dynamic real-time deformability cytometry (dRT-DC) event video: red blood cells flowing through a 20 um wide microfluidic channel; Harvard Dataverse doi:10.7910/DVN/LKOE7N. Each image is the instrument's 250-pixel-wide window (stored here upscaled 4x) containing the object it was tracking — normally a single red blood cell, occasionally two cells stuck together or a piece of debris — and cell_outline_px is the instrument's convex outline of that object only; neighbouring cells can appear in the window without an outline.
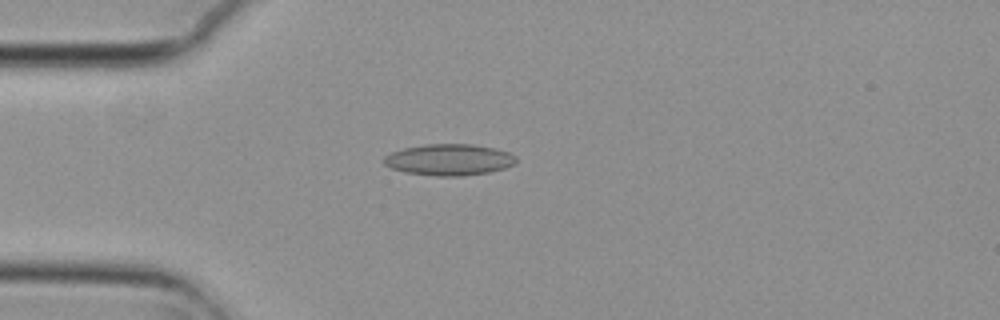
{"species": "common noctule bat (a hibernating species)", "species_latin": "Nyctalus noctula", "temperature_condition": "cold", "stored_images_in_passage": 56, "camera_frame_rate_fps": 3000, "um_per_image_px": 0.085, "animal": {"sex": "female", "body_mass_g": 29.2, "forearm_length_mm": 56.3}, "frame": {"image": 1, "passage_image": 15, "time_ms": 4.667, "image_size_px": [1000, 320], "cell_outline_px": [[516, 164], [504, 168], [488, 172], [464, 176], [436, 176], [404, 172], [392, 168], [384, 164], [384, 156], [392, 152], [404, 148], [424, 144], [472, 144], [496, 148], [508, 152], [516, 156]], "centroid_in_image_um": [38.19, 13.57], "position_along_channel_um": 46.8, "area_um2": 24.22}}
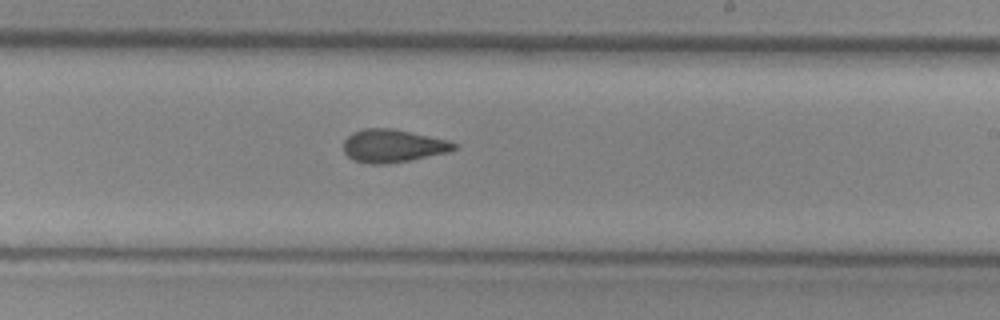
{"frame": {"image": 2, "passage_image": 33, "time_ms": 10.667, "image_size_px": [1000, 320], "cell_outline_px": [[460, 148], [448, 152], [388, 164], [368, 164], [356, 160], [348, 156], [344, 152], [344, 140], [352, 132], [364, 128], [392, 128], [448, 140], [456, 144]], "centroid_in_image_um": [33.39, 12.39], "position_along_channel_um": 255.6, "area_um2": 21.15}}
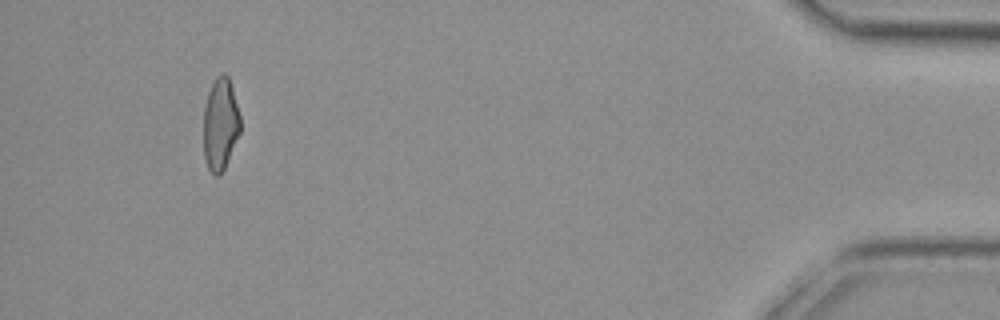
{"frame": {"image": 3, "passage_image": 52, "time_ms": 17.0, "image_size_px": [1000, 320], "cell_outline_px": [[240, 132], [224, 168], [220, 176], [216, 176], [208, 168], [204, 160], [204, 104], [208, 92], [216, 76], [220, 72], [224, 72], [228, 76], [232, 88], [240, 116]], "centroid_in_image_um": [18.72, 10.53], "position_along_channel_um": 416.5, "area_um2": 19.77}, "authors_computed_cell_mechanics": {"area_um2": 21.386, "velocity_mm_per_s": 3.7285, "shape_relaxation_time_tau1_ms": null, "shape_relaxation_time_tau2_ms": 2.7495, "deformation_change_tau1": null, "deformation_change_tau2": 0.094}}